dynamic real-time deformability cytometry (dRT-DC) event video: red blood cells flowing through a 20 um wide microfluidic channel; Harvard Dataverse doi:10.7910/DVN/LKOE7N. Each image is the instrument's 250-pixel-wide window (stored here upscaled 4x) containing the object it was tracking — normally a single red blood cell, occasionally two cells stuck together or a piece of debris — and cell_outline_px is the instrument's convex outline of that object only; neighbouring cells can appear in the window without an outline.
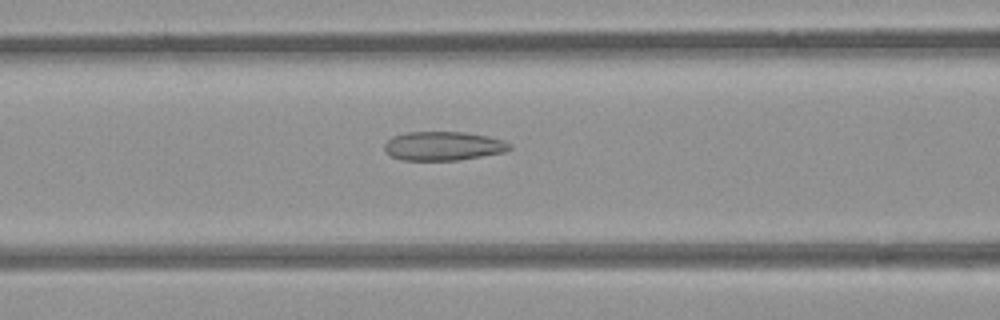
{"species": "common noctule bat (a hibernating species)", "species_latin": "Nyctalus noctula", "temperature_condition": "room temperature", "stored_images_in_passage": 37, "camera_frame_rate_fps": 3000, "um_per_image_px": 0.085, "animal": {"sex": "female", "body_mass_g": 21.9}, "frame": {"image": 1, "passage_image": 6, "time_ms": 1.667, "image_size_px": [1000, 320], "cell_outline_px": [[512, 148], [504, 152], [460, 160], [404, 160], [392, 156], [384, 152], [384, 144], [392, 136], [408, 132], [464, 132], [488, 136], [504, 140], [512, 144]], "centroid_in_image_um": [37.69, 12.41], "position_along_channel_um": 128.9, "area_um2": 21.21}}
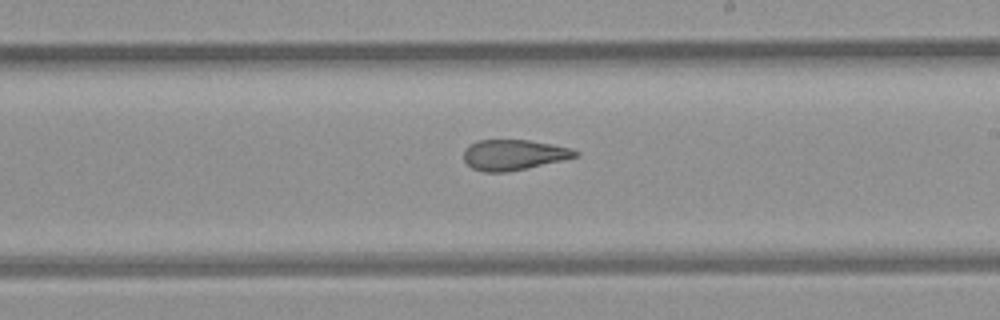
{"frame": {"image": 2, "passage_image": 15, "time_ms": 4.667, "image_size_px": [1000, 320], "cell_outline_px": [[580, 156], [524, 168], [504, 172], [484, 172], [472, 168], [464, 160], [464, 148], [468, 144], [476, 140], [528, 140], [552, 144], [568, 148], [580, 152]], "centroid_in_image_um": [43.62, 13.14], "position_along_channel_um": 245.4, "area_um2": 19.65}}
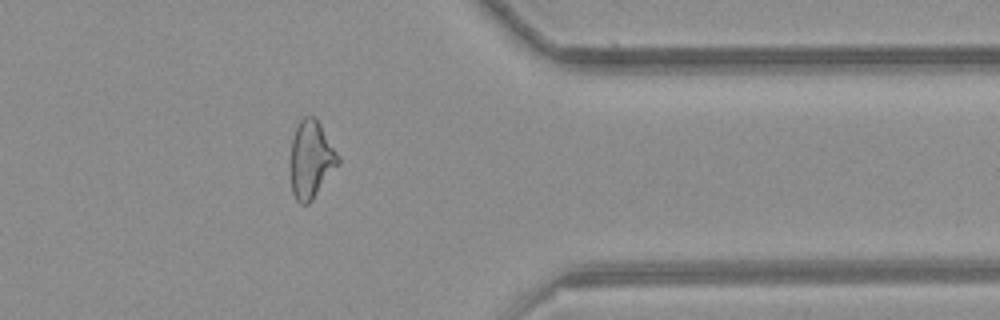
{"frame": {"image": 3, "passage_image": 27, "time_ms": 8.667, "image_size_px": [1000, 320], "cell_outline_px": [[340, 164], [312, 200], [308, 204], [300, 204], [296, 200], [292, 192], [288, 164], [292, 140], [296, 128], [300, 120], [304, 116], [312, 116], [320, 124], [340, 156]], "centroid_in_image_um": [26.42, 13.59], "position_along_channel_um": 385.0, "area_um2": 21.96}, "authors_computed_cell_mechanics": {"area_um2": 21.0392, "velocity_mm_per_s": 3.8821, "shape_relaxation_time_tau1_ms": null, "shape_relaxation_time_tau2_ms": 2.678, "deformation_change_tau1": null, "deformation_change_tau2": 0.1251}}